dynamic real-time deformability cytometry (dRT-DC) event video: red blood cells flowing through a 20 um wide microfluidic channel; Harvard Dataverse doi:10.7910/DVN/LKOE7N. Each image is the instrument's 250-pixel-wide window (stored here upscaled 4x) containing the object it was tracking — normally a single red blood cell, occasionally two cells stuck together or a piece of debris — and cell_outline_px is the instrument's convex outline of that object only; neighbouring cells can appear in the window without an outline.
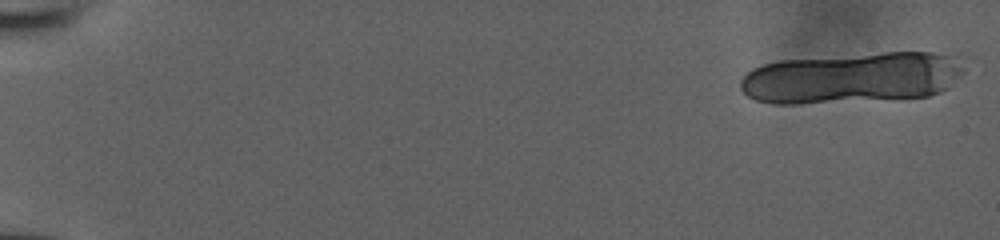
{"species": "human", "species_latin": "Homo sapiens", "temperature_condition": "room temperature", "stored_images_in_passage": 23, "camera_frame_rate_fps": 3000, "um_per_image_px": 0.085, "donor": {"sex": "male"}, "frame": {"image": 1, "passage_image": 1, "time_ms": 0.0, "image_size_px": [1000, 240], "cell_outline_px": [[964, 72], [948, 88], [940, 92], [928, 96], [796, 104], [772, 104], [756, 100], [748, 96], [740, 88], [740, 80], [752, 68], [764, 64], [780, 60], [884, 52], [932, 52], [952, 56], [964, 68]], "centroid_in_image_um": [72.39, 6.61], "position_along_channel_um": 12.6, "area_um2": 66.18}}
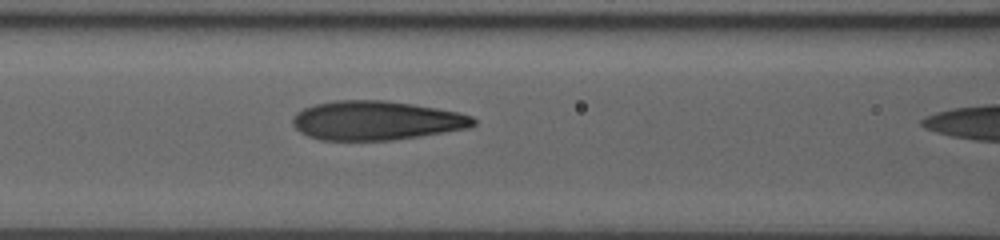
{"frame": {"image": 2, "passage_image": 22, "time_ms": 7.0, "image_size_px": [1000, 240], "cell_outline_px": [[476, 124], [472, 128], [420, 136], [392, 140], [320, 140], [308, 136], [300, 132], [292, 124], [292, 116], [296, 112], [304, 108], [316, 104], [336, 100], [384, 100], [412, 104], [436, 108], [456, 112], [472, 116], [476, 120]], "centroid_in_image_um": [31.98, 10.25], "position_along_channel_um": 134.6, "area_um2": 41.33}}